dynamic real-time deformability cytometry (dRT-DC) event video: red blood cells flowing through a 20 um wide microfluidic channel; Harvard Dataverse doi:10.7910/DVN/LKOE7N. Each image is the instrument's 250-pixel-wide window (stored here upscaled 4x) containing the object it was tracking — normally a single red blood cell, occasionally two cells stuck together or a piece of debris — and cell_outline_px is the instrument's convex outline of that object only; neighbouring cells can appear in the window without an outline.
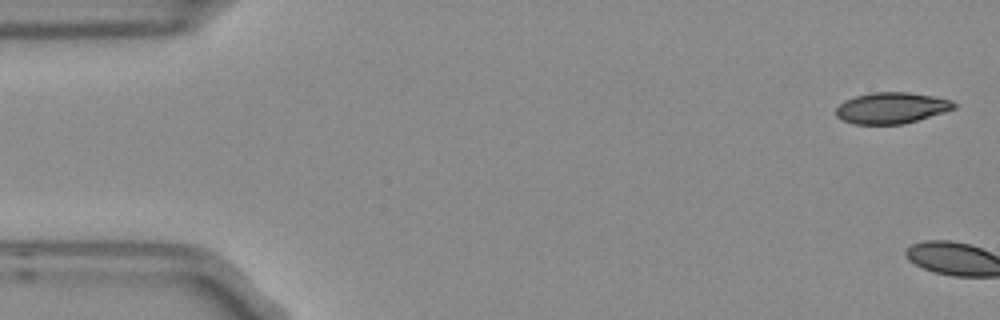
{"species": "Egyptian fruit bat (a non-hibernating species)", "species_latin": "Rousettus aegyptiacus", "temperature_condition": "room temperature", "stored_images_in_passage": 6, "camera_frame_rate_fps": 3000, "um_per_image_px": 0.085, "frame": {"image": 1, "passage_image": 1, "time_ms": 0.0, "image_size_px": [1000, 320], "cell_outline_px": [[956, 108], [944, 112], [904, 124], [852, 124], [840, 120], [836, 116], [836, 108], [844, 100], [856, 96], [872, 92], [908, 92], [932, 96], [952, 100], [956, 104]], "centroid_in_image_um": [75.75, 9.18], "position_along_channel_um": 9.2, "area_um2": 21.5}}
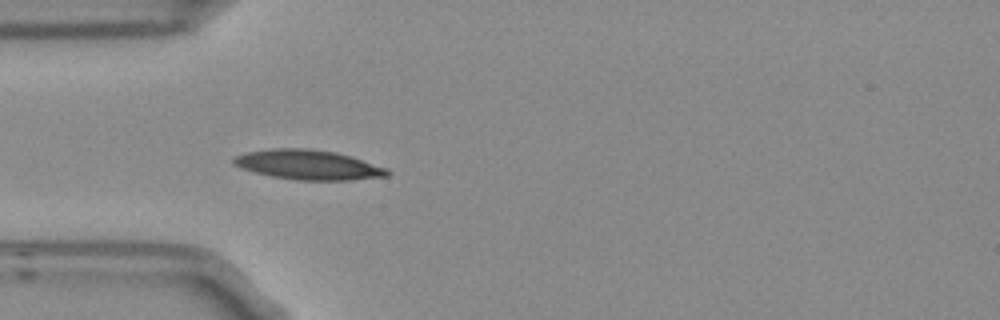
{"frame": {"image": 2, "passage_image": 6, "time_ms": 1.667, "image_size_px": [1000, 320], "cell_outline_px": [[392, 172], [388, 176], [348, 180], [296, 180], [272, 176], [240, 168], [232, 164], [232, 156], [248, 152], [272, 148], [308, 148], [336, 152], [352, 156], [388, 168]], "centroid_in_image_um": [26.21, 14.0], "position_along_channel_um": 58.8, "area_um2": 26.82}}